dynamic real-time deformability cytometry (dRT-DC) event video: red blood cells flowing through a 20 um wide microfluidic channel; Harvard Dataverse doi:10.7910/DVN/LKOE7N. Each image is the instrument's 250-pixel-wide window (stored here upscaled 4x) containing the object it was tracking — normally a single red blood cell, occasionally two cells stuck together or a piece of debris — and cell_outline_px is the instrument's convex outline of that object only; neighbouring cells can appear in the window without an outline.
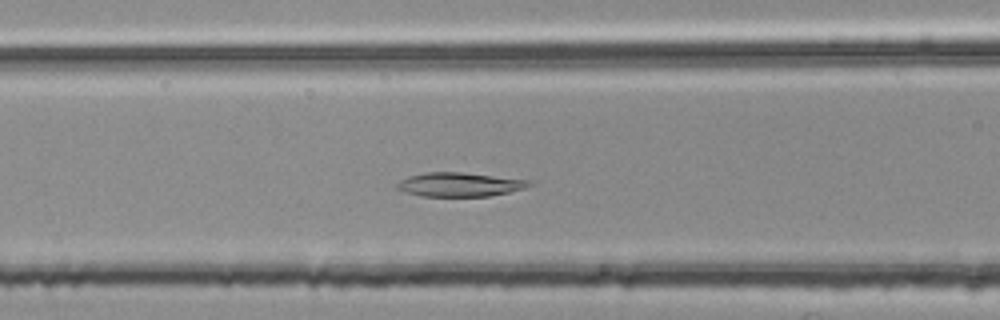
{"species": "common noctule bat (a hibernating species)", "species_latin": "Nyctalus noctula", "temperature_condition": "room temperature", "stored_images_in_passage": 51, "camera_frame_rate_fps": 3000, "um_per_image_px": 0.085, "animal": {"sex": "female", "body_mass_g": 25.1}, "frame": {"image": 1, "passage_image": 21, "time_ms": 6.667, "image_size_px": [1000, 320], "cell_outline_px": [[532, 184], [524, 188], [508, 192], [488, 196], [420, 196], [404, 192], [396, 188], [396, 184], [400, 180], [408, 176], [424, 172], [460, 172], [528, 180]], "centroid_in_image_um": [38.98, 15.68], "position_along_channel_um": 127.6, "area_um2": 18.32}}
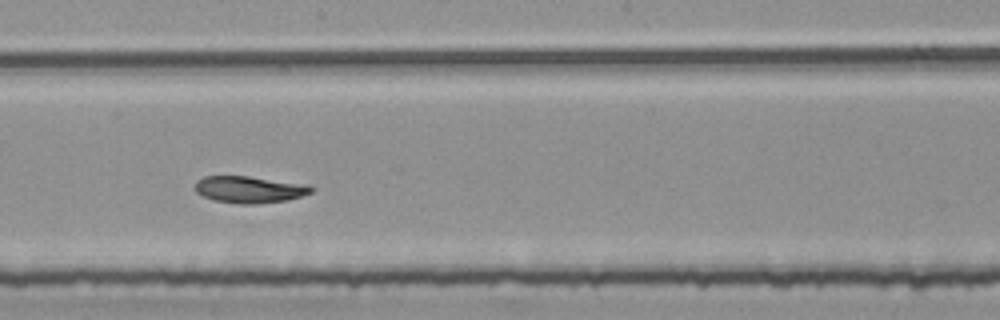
{"frame": {"image": 2, "passage_image": 29, "time_ms": 9.333, "image_size_px": [1000, 320], "cell_outline_px": [[316, 188], [312, 192], [288, 200], [256, 204], [240, 204], [212, 200], [196, 192], [192, 188], [196, 180], [204, 176], [248, 176], [308, 184]], "centroid_in_image_um": [21.18, 16.1], "position_along_channel_um": 227.0, "area_um2": 18.44}}
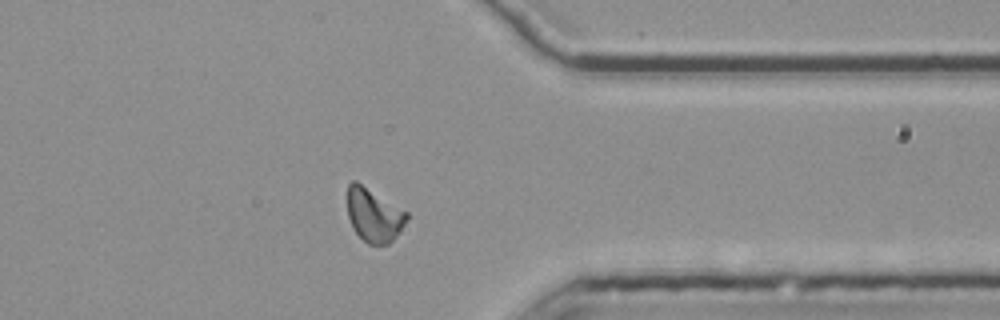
{"frame": {"image": 3, "passage_image": 42, "time_ms": 13.667, "image_size_px": [1000, 320], "cell_outline_px": [[408, 220], [396, 236], [388, 244], [368, 244], [352, 228], [348, 216], [348, 184], [352, 180], [356, 180], [408, 212]], "centroid_in_image_um": [31.78, 18.26], "position_along_channel_um": 379.6, "area_um2": 18.5}, "authors_computed_cell_mechanics": {"area_um2": 18.7272, "velocity_mm_per_s": 3.7412, "shape_relaxation_time_tau1_ms": 3.863, "shape_relaxation_time_tau2_ms": null, "deformation_change_tau1": 0.1255, "deformation_change_tau2": null}}